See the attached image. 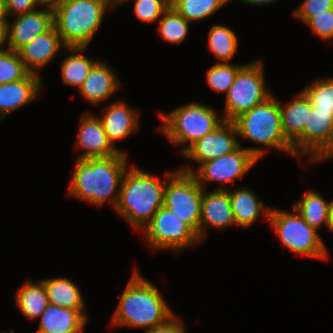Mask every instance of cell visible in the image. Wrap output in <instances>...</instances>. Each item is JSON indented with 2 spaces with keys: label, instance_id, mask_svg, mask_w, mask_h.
<instances>
[{
  "label": "cell",
  "instance_id": "obj_1",
  "mask_svg": "<svg viewBox=\"0 0 333 333\" xmlns=\"http://www.w3.org/2000/svg\"><path fill=\"white\" fill-rule=\"evenodd\" d=\"M127 153L107 158L76 159L69 194L97 207L119 200L121 182L128 168Z\"/></svg>",
  "mask_w": 333,
  "mask_h": 333
},
{
  "label": "cell",
  "instance_id": "obj_2",
  "mask_svg": "<svg viewBox=\"0 0 333 333\" xmlns=\"http://www.w3.org/2000/svg\"><path fill=\"white\" fill-rule=\"evenodd\" d=\"M159 290L135 268L113 312L111 325L147 331L166 323L175 313Z\"/></svg>",
  "mask_w": 333,
  "mask_h": 333
},
{
  "label": "cell",
  "instance_id": "obj_3",
  "mask_svg": "<svg viewBox=\"0 0 333 333\" xmlns=\"http://www.w3.org/2000/svg\"><path fill=\"white\" fill-rule=\"evenodd\" d=\"M175 172L166 171L161 180L134 164L125 170L119 200L114 210L134 230L141 232L150 223L157 211L164 206V189L167 179Z\"/></svg>",
  "mask_w": 333,
  "mask_h": 333
},
{
  "label": "cell",
  "instance_id": "obj_4",
  "mask_svg": "<svg viewBox=\"0 0 333 333\" xmlns=\"http://www.w3.org/2000/svg\"><path fill=\"white\" fill-rule=\"evenodd\" d=\"M233 123L238 136L250 140L261 147H246L259 160L272 148L296 157L292 144L285 138L281 127L279 100L272 94L248 112L240 115Z\"/></svg>",
  "mask_w": 333,
  "mask_h": 333
},
{
  "label": "cell",
  "instance_id": "obj_5",
  "mask_svg": "<svg viewBox=\"0 0 333 333\" xmlns=\"http://www.w3.org/2000/svg\"><path fill=\"white\" fill-rule=\"evenodd\" d=\"M112 0H66L53 11L54 25L65 47H87L105 13L116 8Z\"/></svg>",
  "mask_w": 333,
  "mask_h": 333
},
{
  "label": "cell",
  "instance_id": "obj_6",
  "mask_svg": "<svg viewBox=\"0 0 333 333\" xmlns=\"http://www.w3.org/2000/svg\"><path fill=\"white\" fill-rule=\"evenodd\" d=\"M159 117V129L166 139L168 138L174 147L184 146L181 155L224 122L223 116L213 107L198 102H190L169 113H159Z\"/></svg>",
  "mask_w": 333,
  "mask_h": 333
},
{
  "label": "cell",
  "instance_id": "obj_7",
  "mask_svg": "<svg viewBox=\"0 0 333 333\" xmlns=\"http://www.w3.org/2000/svg\"><path fill=\"white\" fill-rule=\"evenodd\" d=\"M268 222L275 229L283 249L285 247L295 254L320 260H326L329 256L318 231L312 228L295 208L291 212L272 207Z\"/></svg>",
  "mask_w": 333,
  "mask_h": 333
},
{
  "label": "cell",
  "instance_id": "obj_8",
  "mask_svg": "<svg viewBox=\"0 0 333 333\" xmlns=\"http://www.w3.org/2000/svg\"><path fill=\"white\" fill-rule=\"evenodd\" d=\"M262 60L244 64L225 96L224 121L233 122L272 95L266 87Z\"/></svg>",
  "mask_w": 333,
  "mask_h": 333
},
{
  "label": "cell",
  "instance_id": "obj_9",
  "mask_svg": "<svg viewBox=\"0 0 333 333\" xmlns=\"http://www.w3.org/2000/svg\"><path fill=\"white\" fill-rule=\"evenodd\" d=\"M203 188L192 173L177 169L166 181L164 207L185 222L199 237Z\"/></svg>",
  "mask_w": 333,
  "mask_h": 333
},
{
  "label": "cell",
  "instance_id": "obj_10",
  "mask_svg": "<svg viewBox=\"0 0 333 333\" xmlns=\"http://www.w3.org/2000/svg\"><path fill=\"white\" fill-rule=\"evenodd\" d=\"M141 234L145 243L156 251L168 250L178 253L201 242L185 222L164 206L157 211Z\"/></svg>",
  "mask_w": 333,
  "mask_h": 333
},
{
  "label": "cell",
  "instance_id": "obj_11",
  "mask_svg": "<svg viewBox=\"0 0 333 333\" xmlns=\"http://www.w3.org/2000/svg\"><path fill=\"white\" fill-rule=\"evenodd\" d=\"M296 158H310L313 163L333 158V111L308 109V119L302 134L292 143ZM303 155V156H302Z\"/></svg>",
  "mask_w": 333,
  "mask_h": 333
},
{
  "label": "cell",
  "instance_id": "obj_12",
  "mask_svg": "<svg viewBox=\"0 0 333 333\" xmlns=\"http://www.w3.org/2000/svg\"><path fill=\"white\" fill-rule=\"evenodd\" d=\"M258 161L259 159L247 148L239 146L232 153L208 160L196 169H193V166H187L180 170L192 173L203 189L206 188L207 182L212 181L211 183H219L216 190H226V187L223 188L225 184L242 179Z\"/></svg>",
  "mask_w": 333,
  "mask_h": 333
},
{
  "label": "cell",
  "instance_id": "obj_13",
  "mask_svg": "<svg viewBox=\"0 0 333 333\" xmlns=\"http://www.w3.org/2000/svg\"><path fill=\"white\" fill-rule=\"evenodd\" d=\"M237 137L238 132L235 124L224 121L215 130L192 144L182 156L200 166L208 160L232 153L239 146H242Z\"/></svg>",
  "mask_w": 333,
  "mask_h": 333
},
{
  "label": "cell",
  "instance_id": "obj_14",
  "mask_svg": "<svg viewBox=\"0 0 333 333\" xmlns=\"http://www.w3.org/2000/svg\"><path fill=\"white\" fill-rule=\"evenodd\" d=\"M13 23L6 24L7 49L18 52L41 33L54 25L53 11L40 9L15 16Z\"/></svg>",
  "mask_w": 333,
  "mask_h": 333
},
{
  "label": "cell",
  "instance_id": "obj_15",
  "mask_svg": "<svg viewBox=\"0 0 333 333\" xmlns=\"http://www.w3.org/2000/svg\"><path fill=\"white\" fill-rule=\"evenodd\" d=\"M76 149L82 151L77 159L107 158L119 151L112 146L98 116L91 112L82 113L80 117Z\"/></svg>",
  "mask_w": 333,
  "mask_h": 333
},
{
  "label": "cell",
  "instance_id": "obj_16",
  "mask_svg": "<svg viewBox=\"0 0 333 333\" xmlns=\"http://www.w3.org/2000/svg\"><path fill=\"white\" fill-rule=\"evenodd\" d=\"M102 116V117H101ZM99 116L109 142L119 152L126 153L116 147V141L125 140L139 129L140 113L127 105L126 101L117 100L103 108Z\"/></svg>",
  "mask_w": 333,
  "mask_h": 333
},
{
  "label": "cell",
  "instance_id": "obj_17",
  "mask_svg": "<svg viewBox=\"0 0 333 333\" xmlns=\"http://www.w3.org/2000/svg\"><path fill=\"white\" fill-rule=\"evenodd\" d=\"M235 224L229 191L227 189H213L207 192L203 189L199 227L201 242L206 237V227L209 226L221 231Z\"/></svg>",
  "mask_w": 333,
  "mask_h": 333
},
{
  "label": "cell",
  "instance_id": "obj_18",
  "mask_svg": "<svg viewBox=\"0 0 333 333\" xmlns=\"http://www.w3.org/2000/svg\"><path fill=\"white\" fill-rule=\"evenodd\" d=\"M105 61L98 60L79 88V93L92 105L100 106L121 87L118 75Z\"/></svg>",
  "mask_w": 333,
  "mask_h": 333
},
{
  "label": "cell",
  "instance_id": "obj_19",
  "mask_svg": "<svg viewBox=\"0 0 333 333\" xmlns=\"http://www.w3.org/2000/svg\"><path fill=\"white\" fill-rule=\"evenodd\" d=\"M64 49L60 35L57 33L55 25L48 31L41 33L26 46L22 47L18 54L24 63L25 68L34 74H39L60 52Z\"/></svg>",
  "mask_w": 333,
  "mask_h": 333
},
{
  "label": "cell",
  "instance_id": "obj_20",
  "mask_svg": "<svg viewBox=\"0 0 333 333\" xmlns=\"http://www.w3.org/2000/svg\"><path fill=\"white\" fill-rule=\"evenodd\" d=\"M42 87L43 79L34 73L22 80L0 84V119L35 101Z\"/></svg>",
  "mask_w": 333,
  "mask_h": 333
},
{
  "label": "cell",
  "instance_id": "obj_21",
  "mask_svg": "<svg viewBox=\"0 0 333 333\" xmlns=\"http://www.w3.org/2000/svg\"><path fill=\"white\" fill-rule=\"evenodd\" d=\"M88 316L84 310H72L48 304L39 318L37 333H83Z\"/></svg>",
  "mask_w": 333,
  "mask_h": 333
},
{
  "label": "cell",
  "instance_id": "obj_22",
  "mask_svg": "<svg viewBox=\"0 0 333 333\" xmlns=\"http://www.w3.org/2000/svg\"><path fill=\"white\" fill-rule=\"evenodd\" d=\"M230 195V202L236 226L241 228L251 227L259 216H263L268 221L271 207L264 206L257 194L245 187L227 189Z\"/></svg>",
  "mask_w": 333,
  "mask_h": 333
},
{
  "label": "cell",
  "instance_id": "obj_23",
  "mask_svg": "<svg viewBox=\"0 0 333 333\" xmlns=\"http://www.w3.org/2000/svg\"><path fill=\"white\" fill-rule=\"evenodd\" d=\"M281 127L285 138L292 144L303 132L308 119V109L312 104L301 90L294 99L286 104L279 101Z\"/></svg>",
  "mask_w": 333,
  "mask_h": 333
},
{
  "label": "cell",
  "instance_id": "obj_24",
  "mask_svg": "<svg viewBox=\"0 0 333 333\" xmlns=\"http://www.w3.org/2000/svg\"><path fill=\"white\" fill-rule=\"evenodd\" d=\"M47 292L48 303L72 310H85V302L79 288L67 277L41 280Z\"/></svg>",
  "mask_w": 333,
  "mask_h": 333
},
{
  "label": "cell",
  "instance_id": "obj_25",
  "mask_svg": "<svg viewBox=\"0 0 333 333\" xmlns=\"http://www.w3.org/2000/svg\"><path fill=\"white\" fill-rule=\"evenodd\" d=\"M17 309L27 319L37 320L47 308L48 297L41 281H26L15 294Z\"/></svg>",
  "mask_w": 333,
  "mask_h": 333
},
{
  "label": "cell",
  "instance_id": "obj_26",
  "mask_svg": "<svg viewBox=\"0 0 333 333\" xmlns=\"http://www.w3.org/2000/svg\"><path fill=\"white\" fill-rule=\"evenodd\" d=\"M67 55L61 62V78L66 86L77 87L78 89L88 76L90 69L98 61L85 57L87 47H65Z\"/></svg>",
  "mask_w": 333,
  "mask_h": 333
},
{
  "label": "cell",
  "instance_id": "obj_27",
  "mask_svg": "<svg viewBox=\"0 0 333 333\" xmlns=\"http://www.w3.org/2000/svg\"><path fill=\"white\" fill-rule=\"evenodd\" d=\"M292 208L316 231L327 226L329 202L318 191L308 190Z\"/></svg>",
  "mask_w": 333,
  "mask_h": 333
},
{
  "label": "cell",
  "instance_id": "obj_28",
  "mask_svg": "<svg viewBox=\"0 0 333 333\" xmlns=\"http://www.w3.org/2000/svg\"><path fill=\"white\" fill-rule=\"evenodd\" d=\"M209 50L218 58L217 63H231L238 49V38L227 26L216 24L209 30Z\"/></svg>",
  "mask_w": 333,
  "mask_h": 333
},
{
  "label": "cell",
  "instance_id": "obj_29",
  "mask_svg": "<svg viewBox=\"0 0 333 333\" xmlns=\"http://www.w3.org/2000/svg\"><path fill=\"white\" fill-rule=\"evenodd\" d=\"M227 3L226 0H173L170 6L191 23L208 19Z\"/></svg>",
  "mask_w": 333,
  "mask_h": 333
},
{
  "label": "cell",
  "instance_id": "obj_30",
  "mask_svg": "<svg viewBox=\"0 0 333 333\" xmlns=\"http://www.w3.org/2000/svg\"><path fill=\"white\" fill-rule=\"evenodd\" d=\"M158 31L163 40L170 44H181L189 33V24L172 6H170L158 21Z\"/></svg>",
  "mask_w": 333,
  "mask_h": 333
},
{
  "label": "cell",
  "instance_id": "obj_31",
  "mask_svg": "<svg viewBox=\"0 0 333 333\" xmlns=\"http://www.w3.org/2000/svg\"><path fill=\"white\" fill-rule=\"evenodd\" d=\"M302 91L317 111H333V77L313 80Z\"/></svg>",
  "mask_w": 333,
  "mask_h": 333
},
{
  "label": "cell",
  "instance_id": "obj_32",
  "mask_svg": "<svg viewBox=\"0 0 333 333\" xmlns=\"http://www.w3.org/2000/svg\"><path fill=\"white\" fill-rule=\"evenodd\" d=\"M243 64L232 63H216L207 70L206 81L209 87L216 91L226 93L232 85L238 71L243 67Z\"/></svg>",
  "mask_w": 333,
  "mask_h": 333
},
{
  "label": "cell",
  "instance_id": "obj_33",
  "mask_svg": "<svg viewBox=\"0 0 333 333\" xmlns=\"http://www.w3.org/2000/svg\"><path fill=\"white\" fill-rule=\"evenodd\" d=\"M29 73L18 52L7 48L0 51V84L22 80Z\"/></svg>",
  "mask_w": 333,
  "mask_h": 333
},
{
  "label": "cell",
  "instance_id": "obj_34",
  "mask_svg": "<svg viewBox=\"0 0 333 333\" xmlns=\"http://www.w3.org/2000/svg\"><path fill=\"white\" fill-rule=\"evenodd\" d=\"M121 0L116 6L124 4ZM170 7L167 0H134V14L141 22H155Z\"/></svg>",
  "mask_w": 333,
  "mask_h": 333
},
{
  "label": "cell",
  "instance_id": "obj_35",
  "mask_svg": "<svg viewBox=\"0 0 333 333\" xmlns=\"http://www.w3.org/2000/svg\"><path fill=\"white\" fill-rule=\"evenodd\" d=\"M306 25L321 40L333 42V9L316 14Z\"/></svg>",
  "mask_w": 333,
  "mask_h": 333
},
{
  "label": "cell",
  "instance_id": "obj_36",
  "mask_svg": "<svg viewBox=\"0 0 333 333\" xmlns=\"http://www.w3.org/2000/svg\"><path fill=\"white\" fill-rule=\"evenodd\" d=\"M328 9H333V0H303L294 16L306 24L313 16Z\"/></svg>",
  "mask_w": 333,
  "mask_h": 333
},
{
  "label": "cell",
  "instance_id": "obj_37",
  "mask_svg": "<svg viewBox=\"0 0 333 333\" xmlns=\"http://www.w3.org/2000/svg\"><path fill=\"white\" fill-rule=\"evenodd\" d=\"M37 0H5V10L8 16H17L37 10Z\"/></svg>",
  "mask_w": 333,
  "mask_h": 333
},
{
  "label": "cell",
  "instance_id": "obj_38",
  "mask_svg": "<svg viewBox=\"0 0 333 333\" xmlns=\"http://www.w3.org/2000/svg\"><path fill=\"white\" fill-rule=\"evenodd\" d=\"M177 317L178 316L175 314L166 323L151 330H147L144 333H186V327L184 326V323Z\"/></svg>",
  "mask_w": 333,
  "mask_h": 333
},
{
  "label": "cell",
  "instance_id": "obj_39",
  "mask_svg": "<svg viewBox=\"0 0 333 333\" xmlns=\"http://www.w3.org/2000/svg\"><path fill=\"white\" fill-rule=\"evenodd\" d=\"M66 0H37L39 6L54 11L61 6ZM45 6V7H44Z\"/></svg>",
  "mask_w": 333,
  "mask_h": 333
},
{
  "label": "cell",
  "instance_id": "obj_40",
  "mask_svg": "<svg viewBox=\"0 0 333 333\" xmlns=\"http://www.w3.org/2000/svg\"><path fill=\"white\" fill-rule=\"evenodd\" d=\"M6 24L0 23V51L7 48V35H6Z\"/></svg>",
  "mask_w": 333,
  "mask_h": 333
},
{
  "label": "cell",
  "instance_id": "obj_41",
  "mask_svg": "<svg viewBox=\"0 0 333 333\" xmlns=\"http://www.w3.org/2000/svg\"><path fill=\"white\" fill-rule=\"evenodd\" d=\"M241 2H243V4H248L249 6L253 5V6H263V5H268L271 3H274L278 0H240Z\"/></svg>",
  "mask_w": 333,
  "mask_h": 333
},
{
  "label": "cell",
  "instance_id": "obj_42",
  "mask_svg": "<svg viewBox=\"0 0 333 333\" xmlns=\"http://www.w3.org/2000/svg\"><path fill=\"white\" fill-rule=\"evenodd\" d=\"M326 227L328 228V231L333 233V200L329 202V211Z\"/></svg>",
  "mask_w": 333,
  "mask_h": 333
},
{
  "label": "cell",
  "instance_id": "obj_43",
  "mask_svg": "<svg viewBox=\"0 0 333 333\" xmlns=\"http://www.w3.org/2000/svg\"><path fill=\"white\" fill-rule=\"evenodd\" d=\"M8 20L5 10V0H0V23H7Z\"/></svg>",
  "mask_w": 333,
  "mask_h": 333
},
{
  "label": "cell",
  "instance_id": "obj_44",
  "mask_svg": "<svg viewBox=\"0 0 333 333\" xmlns=\"http://www.w3.org/2000/svg\"><path fill=\"white\" fill-rule=\"evenodd\" d=\"M116 5L121 1V0H112Z\"/></svg>",
  "mask_w": 333,
  "mask_h": 333
}]
</instances>
